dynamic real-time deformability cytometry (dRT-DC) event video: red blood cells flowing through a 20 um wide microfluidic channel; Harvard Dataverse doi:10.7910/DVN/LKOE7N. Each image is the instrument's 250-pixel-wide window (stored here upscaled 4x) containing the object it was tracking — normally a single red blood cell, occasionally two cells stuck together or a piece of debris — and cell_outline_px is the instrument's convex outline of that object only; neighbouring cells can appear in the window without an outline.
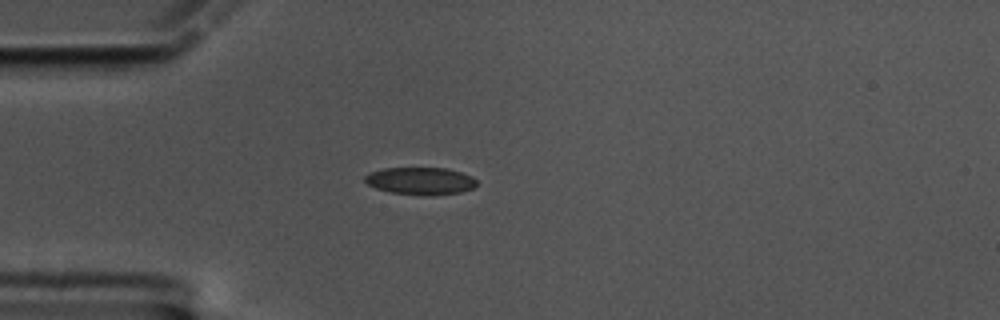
{"species": "common noctule bat (a hibernating species)", "species_latin": "Nyctalus noctula", "temperature_condition": "cold", "stored_images_in_passage": 44, "camera_frame_rate_fps": 3000, "um_per_image_px": 0.085, "animal": {"sex": "male", "body_mass_g": 17.5, "forearm_length_mm": 52.3}, "frame": {"image": 1, "passage_image": 1, "time_ms": 0.0, "image_size_px": [1000, 320], "cell_outline_px": [[476, 184], [472, 188], [460, 192], [428, 196], [392, 192], [376, 188], [368, 184], [364, 180], [364, 176], [372, 172], [384, 168], [448, 168], [472, 176], [476, 180]], "centroid_in_image_um": [35.75, 15.37], "position_along_channel_um": 49.3, "area_um2": 17.69}}
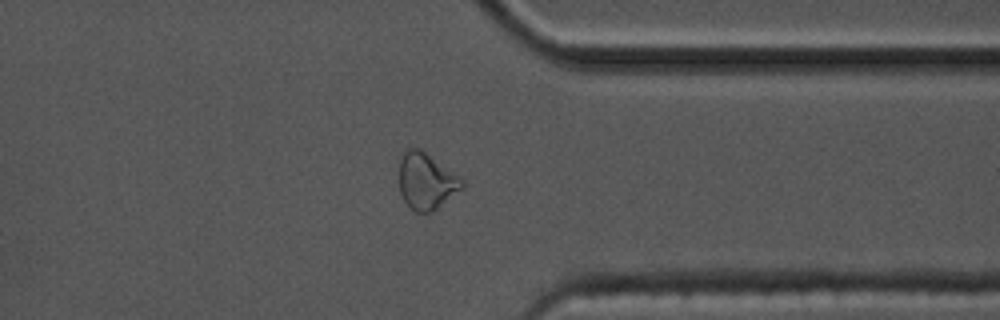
{"frame": {"image": 2, "passage_image": 31, "time_ms": 10.0, "image_size_px": [1000, 320], "cell_outline_px": [[464, 188], [432, 212], [416, 212], [404, 200], [400, 192], [400, 160], [404, 148], [420, 148], [460, 176], [464, 180]], "centroid_in_image_um": [36.26, 15.38], "position_along_channel_um": 375.1, "area_um2": 20.75}}
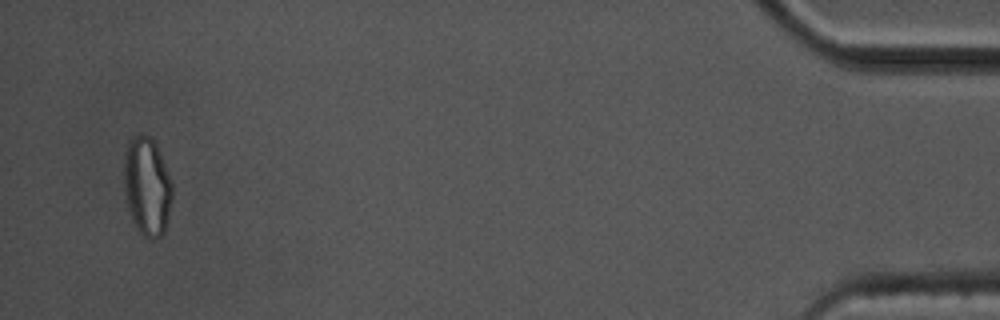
{"frame": {"image": 3, "passage_image": 42, "time_ms": 13.667, "image_size_px": [1000, 320], "cell_outline_px": [[172, 196], [168, 220], [164, 232], [160, 236], [152, 240], [148, 240], [136, 228], [132, 220], [128, 208], [124, 188], [124, 152], [128, 140], [132, 136], [140, 132], [148, 136], [156, 144], [168, 172], [172, 184]], "centroid_in_image_um": [12.48, 15.83], "position_along_channel_um": 422.7, "area_um2": 28.03}, "authors_computed_cell_mechanics": {"area_um2": 17.8313, "velocity_mm_per_s": 3.4138, "shape_relaxation_time_tau1_ms": null, "shape_relaxation_time_tau2_ms": 2.4862, "deformation_change_tau1": null, "deformation_change_tau2": 0.0851}}